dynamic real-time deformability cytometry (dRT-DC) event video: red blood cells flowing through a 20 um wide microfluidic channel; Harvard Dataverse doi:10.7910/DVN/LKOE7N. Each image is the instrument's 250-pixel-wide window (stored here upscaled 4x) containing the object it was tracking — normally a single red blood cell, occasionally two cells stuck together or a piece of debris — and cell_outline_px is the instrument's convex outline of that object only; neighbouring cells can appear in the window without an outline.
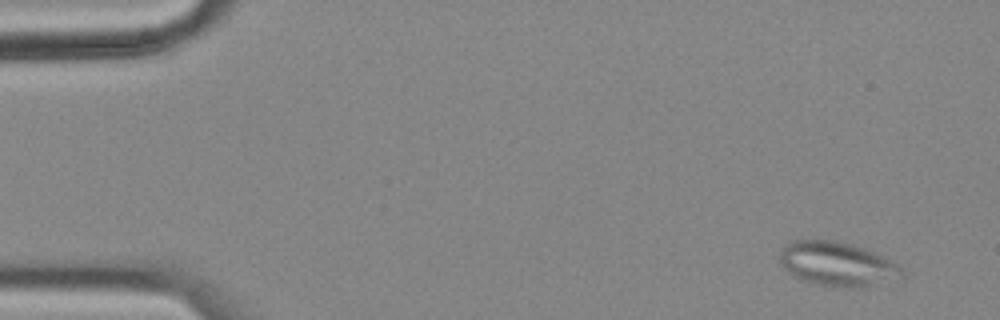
{"species": "common noctule bat (a hibernating species)", "species_latin": "Nyctalus noctula", "temperature_condition": "cold", "stored_images_in_passage": 25, "camera_frame_rate_fps": 3000, "um_per_image_px": 0.085, "animal": {"sex": "female", "body_mass_g": 18.4}, "frame": {"image": 1, "passage_image": 4, "time_ms": 1.0, "image_size_px": [1000, 320], "cell_outline_px": [[900, 276], [868, 288], [836, 288], [816, 284], [792, 276], [780, 264], [780, 252], [792, 240], [836, 240], [852, 244], [864, 248], [892, 260], [900, 268]], "centroid_in_image_um": [71.13, 22.45], "position_along_channel_um": 13.9, "area_um2": 31.5}}
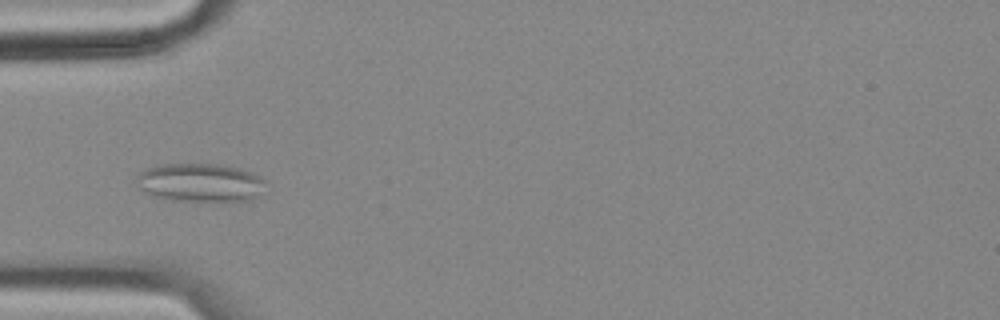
{"frame": {"image": 2, "passage_image": 18, "time_ms": 5.667, "image_size_px": [1000, 320], "cell_outline_px": [[264, 180], [252, 196], [248, 200], [172, 200], [152, 196], [136, 188], [136, 176], [140, 172], [148, 168], [164, 164], [220, 164], [240, 168], [252, 172], [260, 176]], "centroid_in_image_um": [16.87, 15.49], "position_along_channel_um": 68.1, "area_um2": 28.32}}